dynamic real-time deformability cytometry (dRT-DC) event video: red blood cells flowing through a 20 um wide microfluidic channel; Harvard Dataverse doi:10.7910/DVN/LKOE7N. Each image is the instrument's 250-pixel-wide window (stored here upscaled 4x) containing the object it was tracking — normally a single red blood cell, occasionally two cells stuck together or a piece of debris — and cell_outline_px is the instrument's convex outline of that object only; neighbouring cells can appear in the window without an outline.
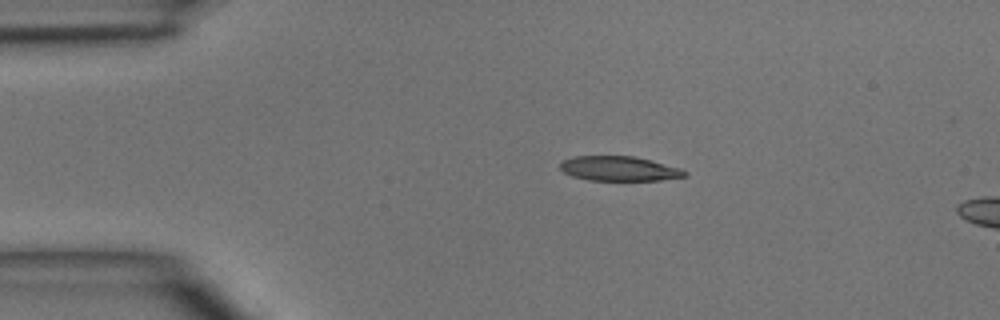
{"species": "common noctule bat (a hibernating species)", "species_latin": "Nyctalus noctula", "temperature_condition": "room temperature", "stored_images_in_passage": 2, "camera_frame_rate_fps": 3000, "um_per_image_px": 0.085, "animal": {"sex": "male", "body_mass_g": 15.6}, "frame": {"image": 1, "passage_image": 1, "time_ms": 0.0, "image_size_px": [1000, 320], "cell_outline_px": [[688, 176], [660, 180], [588, 180], [572, 176], [564, 172], [560, 168], [560, 164], [564, 160], [572, 156], [636, 156], [652, 160], [680, 168], [688, 172]], "centroid_in_image_um": [52.65, 14.33], "position_along_channel_um": 32.3, "area_um2": 17.98}}